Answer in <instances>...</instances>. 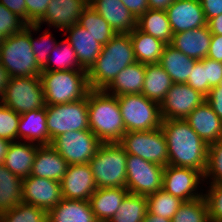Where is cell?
<instances>
[{
    "label": "cell",
    "mask_w": 222,
    "mask_h": 222,
    "mask_svg": "<svg viewBox=\"0 0 222 222\" xmlns=\"http://www.w3.org/2000/svg\"><path fill=\"white\" fill-rule=\"evenodd\" d=\"M137 27L166 44L171 43L173 31L166 11L148 9L137 19Z\"/></svg>",
    "instance_id": "obj_32"
},
{
    "label": "cell",
    "mask_w": 222,
    "mask_h": 222,
    "mask_svg": "<svg viewBox=\"0 0 222 222\" xmlns=\"http://www.w3.org/2000/svg\"><path fill=\"white\" fill-rule=\"evenodd\" d=\"M171 220L172 222H210L205 197L183 202Z\"/></svg>",
    "instance_id": "obj_39"
},
{
    "label": "cell",
    "mask_w": 222,
    "mask_h": 222,
    "mask_svg": "<svg viewBox=\"0 0 222 222\" xmlns=\"http://www.w3.org/2000/svg\"><path fill=\"white\" fill-rule=\"evenodd\" d=\"M27 24L0 3V44L6 37L21 32Z\"/></svg>",
    "instance_id": "obj_43"
},
{
    "label": "cell",
    "mask_w": 222,
    "mask_h": 222,
    "mask_svg": "<svg viewBox=\"0 0 222 222\" xmlns=\"http://www.w3.org/2000/svg\"><path fill=\"white\" fill-rule=\"evenodd\" d=\"M78 24L86 28L94 39L103 46L117 34L89 4L82 11Z\"/></svg>",
    "instance_id": "obj_34"
},
{
    "label": "cell",
    "mask_w": 222,
    "mask_h": 222,
    "mask_svg": "<svg viewBox=\"0 0 222 222\" xmlns=\"http://www.w3.org/2000/svg\"><path fill=\"white\" fill-rule=\"evenodd\" d=\"M147 211L146 196L128 193L108 222H142Z\"/></svg>",
    "instance_id": "obj_35"
},
{
    "label": "cell",
    "mask_w": 222,
    "mask_h": 222,
    "mask_svg": "<svg viewBox=\"0 0 222 222\" xmlns=\"http://www.w3.org/2000/svg\"><path fill=\"white\" fill-rule=\"evenodd\" d=\"M0 222H48L47 211L21 202L16 207L1 213Z\"/></svg>",
    "instance_id": "obj_40"
},
{
    "label": "cell",
    "mask_w": 222,
    "mask_h": 222,
    "mask_svg": "<svg viewBox=\"0 0 222 222\" xmlns=\"http://www.w3.org/2000/svg\"><path fill=\"white\" fill-rule=\"evenodd\" d=\"M11 12L20 17L26 23V1L25 0H0Z\"/></svg>",
    "instance_id": "obj_50"
},
{
    "label": "cell",
    "mask_w": 222,
    "mask_h": 222,
    "mask_svg": "<svg viewBox=\"0 0 222 222\" xmlns=\"http://www.w3.org/2000/svg\"><path fill=\"white\" fill-rule=\"evenodd\" d=\"M212 34L208 26L173 34L170 45L196 60L207 57Z\"/></svg>",
    "instance_id": "obj_22"
},
{
    "label": "cell",
    "mask_w": 222,
    "mask_h": 222,
    "mask_svg": "<svg viewBox=\"0 0 222 222\" xmlns=\"http://www.w3.org/2000/svg\"><path fill=\"white\" fill-rule=\"evenodd\" d=\"M65 39L76 52L77 59L83 70L88 71L101 53L103 45L78 23L64 30Z\"/></svg>",
    "instance_id": "obj_21"
},
{
    "label": "cell",
    "mask_w": 222,
    "mask_h": 222,
    "mask_svg": "<svg viewBox=\"0 0 222 222\" xmlns=\"http://www.w3.org/2000/svg\"><path fill=\"white\" fill-rule=\"evenodd\" d=\"M166 12L173 34L207 25L199 0H175Z\"/></svg>",
    "instance_id": "obj_17"
},
{
    "label": "cell",
    "mask_w": 222,
    "mask_h": 222,
    "mask_svg": "<svg viewBox=\"0 0 222 222\" xmlns=\"http://www.w3.org/2000/svg\"><path fill=\"white\" fill-rule=\"evenodd\" d=\"M207 26L212 35H222V14L209 19Z\"/></svg>",
    "instance_id": "obj_53"
},
{
    "label": "cell",
    "mask_w": 222,
    "mask_h": 222,
    "mask_svg": "<svg viewBox=\"0 0 222 222\" xmlns=\"http://www.w3.org/2000/svg\"><path fill=\"white\" fill-rule=\"evenodd\" d=\"M121 1L137 19L149 9L148 0H121Z\"/></svg>",
    "instance_id": "obj_51"
},
{
    "label": "cell",
    "mask_w": 222,
    "mask_h": 222,
    "mask_svg": "<svg viewBox=\"0 0 222 222\" xmlns=\"http://www.w3.org/2000/svg\"><path fill=\"white\" fill-rule=\"evenodd\" d=\"M142 222H172V220L165 219L162 216H158L155 214H150L147 211L146 217L144 218V220Z\"/></svg>",
    "instance_id": "obj_57"
},
{
    "label": "cell",
    "mask_w": 222,
    "mask_h": 222,
    "mask_svg": "<svg viewBox=\"0 0 222 222\" xmlns=\"http://www.w3.org/2000/svg\"><path fill=\"white\" fill-rule=\"evenodd\" d=\"M37 144L30 142H11L3 165L21 179L30 176L34 158L37 152Z\"/></svg>",
    "instance_id": "obj_25"
},
{
    "label": "cell",
    "mask_w": 222,
    "mask_h": 222,
    "mask_svg": "<svg viewBox=\"0 0 222 222\" xmlns=\"http://www.w3.org/2000/svg\"><path fill=\"white\" fill-rule=\"evenodd\" d=\"M125 152L162 165H169V155L163 131L160 128L148 131L126 132L118 142Z\"/></svg>",
    "instance_id": "obj_9"
},
{
    "label": "cell",
    "mask_w": 222,
    "mask_h": 222,
    "mask_svg": "<svg viewBox=\"0 0 222 222\" xmlns=\"http://www.w3.org/2000/svg\"><path fill=\"white\" fill-rule=\"evenodd\" d=\"M202 183L204 175L196 169L173 165L164 167L162 189L183 202L203 197Z\"/></svg>",
    "instance_id": "obj_13"
},
{
    "label": "cell",
    "mask_w": 222,
    "mask_h": 222,
    "mask_svg": "<svg viewBox=\"0 0 222 222\" xmlns=\"http://www.w3.org/2000/svg\"><path fill=\"white\" fill-rule=\"evenodd\" d=\"M207 188V190H205ZM204 188L210 222H222V184H209Z\"/></svg>",
    "instance_id": "obj_44"
},
{
    "label": "cell",
    "mask_w": 222,
    "mask_h": 222,
    "mask_svg": "<svg viewBox=\"0 0 222 222\" xmlns=\"http://www.w3.org/2000/svg\"><path fill=\"white\" fill-rule=\"evenodd\" d=\"M20 114L0 101V138L11 142L18 141V123Z\"/></svg>",
    "instance_id": "obj_42"
},
{
    "label": "cell",
    "mask_w": 222,
    "mask_h": 222,
    "mask_svg": "<svg viewBox=\"0 0 222 222\" xmlns=\"http://www.w3.org/2000/svg\"><path fill=\"white\" fill-rule=\"evenodd\" d=\"M175 0H148V7L152 10H163L166 11L167 8L174 2Z\"/></svg>",
    "instance_id": "obj_54"
},
{
    "label": "cell",
    "mask_w": 222,
    "mask_h": 222,
    "mask_svg": "<svg viewBox=\"0 0 222 222\" xmlns=\"http://www.w3.org/2000/svg\"><path fill=\"white\" fill-rule=\"evenodd\" d=\"M26 24H36L46 13L50 0H25Z\"/></svg>",
    "instance_id": "obj_46"
},
{
    "label": "cell",
    "mask_w": 222,
    "mask_h": 222,
    "mask_svg": "<svg viewBox=\"0 0 222 222\" xmlns=\"http://www.w3.org/2000/svg\"><path fill=\"white\" fill-rule=\"evenodd\" d=\"M62 199L59 181L31 175L23 179V203L42 208L48 212Z\"/></svg>",
    "instance_id": "obj_15"
},
{
    "label": "cell",
    "mask_w": 222,
    "mask_h": 222,
    "mask_svg": "<svg viewBox=\"0 0 222 222\" xmlns=\"http://www.w3.org/2000/svg\"><path fill=\"white\" fill-rule=\"evenodd\" d=\"M145 71V64L135 62L121 70L105 91L116 97L124 94H141Z\"/></svg>",
    "instance_id": "obj_28"
},
{
    "label": "cell",
    "mask_w": 222,
    "mask_h": 222,
    "mask_svg": "<svg viewBox=\"0 0 222 222\" xmlns=\"http://www.w3.org/2000/svg\"><path fill=\"white\" fill-rule=\"evenodd\" d=\"M48 145V129L46 120V106L20 114L18 123V141Z\"/></svg>",
    "instance_id": "obj_24"
},
{
    "label": "cell",
    "mask_w": 222,
    "mask_h": 222,
    "mask_svg": "<svg viewBox=\"0 0 222 222\" xmlns=\"http://www.w3.org/2000/svg\"><path fill=\"white\" fill-rule=\"evenodd\" d=\"M90 131L102 142H119L126 133L118 99L105 90L91 89L87 95Z\"/></svg>",
    "instance_id": "obj_3"
},
{
    "label": "cell",
    "mask_w": 222,
    "mask_h": 222,
    "mask_svg": "<svg viewBox=\"0 0 222 222\" xmlns=\"http://www.w3.org/2000/svg\"><path fill=\"white\" fill-rule=\"evenodd\" d=\"M169 155V165L188 167L203 175L207 167L208 145L185 119L162 120Z\"/></svg>",
    "instance_id": "obj_1"
},
{
    "label": "cell",
    "mask_w": 222,
    "mask_h": 222,
    "mask_svg": "<svg viewBox=\"0 0 222 222\" xmlns=\"http://www.w3.org/2000/svg\"><path fill=\"white\" fill-rule=\"evenodd\" d=\"M147 210L150 214L162 216L165 219H172L177 212L182 200L166 192L163 189L146 196Z\"/></svg>",
    "instance_id": "obj_37"
},
{
    "label": "cell",
    "mask_w": 222,
    "mask_h": 222,
    "mask_svg": "<svg viewBox=\"0 0 222 222\" xmlns=\"http://www.w3.org/2000/svg\"><path fill=\"white\" fill-rule=\"evenodd\" d=\"M88 164L97 188H126L127 153L118 142L101 143Z\"/></svg>",
    "instance_id": "obj_6"
},
{
    "label": "cell",
    "mask_w": 222,
    "mask_h": 222,
    "mask_svg": "<svg viewBox=\"0 0 222 222\" xmlns=\"http://www.w3.org/2000/svg\"><path fill=\"white\" fill-rule=\"evenodd\" d=\"M68 165L51 145H38L30 175L60 182Z\"/></svg>",
    "instance_id": "obj_23"
},
{
    "label": "cell",
    "mask_w": 222,
    "mask_h": 222,
    "mask_svg": "<svg viewBox=\"0 0 222 222\" xmlns=\"http://www.w3.org/2000/svg\"><path fill=\"white\" fill-rule=\"evenodd\" d=\"M48 222H98L89 201L62 199L47 212Z\"/></svg>",
    "instance_id": "obj_27"
},
{
    "label": "cell",
    "mask_w": 222,
    "mask_h": 222,
    "mask_svg": "<svg viewBox=\"0 0 222 222\" xmlns=\"http://www.w3.org/2000/svg\"><path fill=\"white\" fill-rule=\"evenodd\" d=\"M126 132L160 128V104L143 94H124L117 97Z\"/></svg>",
    "instance_id": "obj_7"
},
{
    "label": "cell",
    "mask_w": 222,
    "mask_h": 222,
    "mask_svg": "<svg viewBox=\"0 0 222 222\" xmlns=\"http://www.w3.org/2000/svg\"><path fill=\"white\" fill-rule=\"evenodd\" d=\"M173 84L172 79L159 63L146 64L144 86L141 94L149 100L160 104Z\"/></svg>",
    "instance_id": "obj_31"
},
{
    "label": "cell",
    "mask_w": 222,
    "mask_h": 222,
    "mask_svg": "<svg viewBox=\"0 0 222 222\" xmlns=\"http://www.w3.org/2000/svg\"><path fill=\"white\" fill-rule=\"evenodd\" d=\"M40 79L46 105L76 102L91 90L86 70L42 71Z\"/></svg>",
    "instance_id": "obj_4"
},
{
    "label": "cell",
    "mask_w": 222,
    "mask_h": 222,
    "mask_svg": "<svg viewBox=\"0 0 222 222\" xmlns=\"http://www.w3.org/2000/svg\"><path fill=\"white\" fill-rule=\"evenodd\" d=\"M130 34L137 62L142 64H157L166 43L136 27Z\"/></svg>",
    "instance_id": "obj_30"
},
{
    "label": "cell",
    "mask_w": 222,
    "mask_h": 222,
    "mask_svg": "<svg viewBox=\"0 0 222 222\" xmlns=\"http://www.w3.org/2000/svg\"><path fill=\"white\" fill-rule=\"evenodd\" d=\"M88 4V0H50L46 13L36 24H47L49 27L64 31L78 23L82 11Z\"/></svg>",
    "instance_id": "obj_18"
},
{
    "label": "cell",
    "mask_w": 222,
    "mask_h": 222,
    "mask_svg": "<svg viewBox=\"0 0 222 222\" xmlns=\"http://www.w3.org/2000/svg\"><path fill=\"white\" fill-rule=\"evenodd\" d=\"M48 145L69 131L90 130L87 97L71 103L46 105Z\"/></svg>",
    "instance_id": "obj_8"
},
{
    "label": "cell",
    "mask_w": 222,
    "mask_h": 222,
    "mask_svg": "<svg viewBox=\"0 0 222 222\" xmlns=\"http://www.w3.org/2000/svg\"><path fill=\"white\" fill-rule=\"evenodd\" d=\"M204 11L206 21L222 14V0H199Z\"/></svg>",
    "instance_id": "obj_49"
},
{
    "label": "cell",
    "mask_w": 222,
    "mask_h": 222,
    "mask_svg": "<svg viewBox=\"0 0 222 222\" xmlns=\"http://www.w3.org/2000/svg\"><path fill=\"white\" fill-rule=\"evenodd\" d=\"M9 80H10V75L8 74L7 70L0 64V100L4 95Z\"/></svg>",
    "instance_id": "obj_55"
},
{
    "label": "cell",
    "mask_w": 222,
    "mask_h": 222,
    "mask_svg": "<svg viewBox=\"0 0 222 222\" xmlns=\"http://www.w3.org/2000/svg\"><path fill=\"white\" fill-rule=\"evenodd\" d=\"M206 97L187 83H174L160 103L162 120L185 119Z\"/></svg>",
    "instance_id": "obj_14"
},
{
    "label": "cell",
    "mask_w": 222,
    "mask_h": 222,
    "mask_svg": "<svg viewBox=\"0 0 222 222\" xmlns=\"http://www.w3.org/2000/svg\"><path fill=\"white\" fill-rule=\"evenodd\" d=\"M23 179L0 165V214L22 202Z\"/></svg>",
    "instance_id": "obj_33"
},
{
    "label": "cell",
    "mask_w": 222,
    "mask_h": 222,
    "mask_svg": "<svg viewBox=\"0 0 222 222\" xmlns=\"http://www.w3.org/2000/svg\"><path fill=\"white\" fill-rule=\"evenodd\" d=\"M41 26L37 24H30V43L32 47V51L35 55L36 62L38 66L43 69L46 66L49 55L51 51L57 46L58 41L53 37L54 34L50 32V30L46 29V31L41 36H37V38L33 37L32 32H40Z\"/></svg>",
    "instance_id": "obj_38"
},
{
    "label": "cell",
    "mask_w": 222,
    "mask_h": 222,
    "mask_svg": "<svg viewBox=\"0 0 222 222\" xmlns=\"http://www.w3.org/2000/svg\"><path fill=\"white\" fill-rule=\"evenodd\" d=\"M164 167L139 156L127 154L126 189L131 194L148 196L162 189Z\"/></svg>",
    "instance_id": "obj_12"
},
{
    "label": "cell",
    "mask_w": 222,
    "mask_h": 222,
    "mask_svg": "<svg viewBox=\"0 0 222 222\" xmlns=\"http://www.w3.org/2000/svg\"><path fill=\"white\" fill-rule=\"evenodd\" d=\"M0 64L7 70L10 78L40 76L30 43V24L21 32L6 37L0 44Z\"/></svg>",
    "instance_id": "obj_5"
},
{
    "label": "cell",
    "mask_w": 222,
    "mask_h": 222,
    "mask_svg": "<svg viewBox=\"0 0 222 222\" xmlns=\"http://www.w3.org/2000/svg\"><path fill=\"white\" fill-rule=\"evenodd\" d=\"M206 74L210 93L212 88L220 85L222 82V62L206 57Z\"/></svg>",
    "instance_id": "obj_47"
},
{
    "label": "cell",
    "mask_w": 222,
    "mask_h": 222,
    "mask_svg": "<svg viewBox=\"0 0 222 222\" xmlns=\"http://www.w3.org/2000/svg\"><path fill=\"white\" fill-rule=\"evenodd\" d=\"M204 182H207L205 186L208 184H222V140L208 145Z\"/></svg>",
    "instance_id": "obj_41"
},
{
    "label": "cell",
    "mask_w": 222,
    "mask_h": 222,
    "mask_svg": "<svg viewBox=\"0 0 222 222\" xmlns=\"http://www.w3.org/2000/svg\"><path fill=\"white\" fill-rule=\"evenodd\" d=\"M53 53V54H52ZM55 64V65H53ZM83 70L71 44L63 39L51 51L46 66L42 71Z\"/></svg>",
    "instance_id": "obj_36"
},
{
    "label": "cell",
    "mask_w": 222,
    "mask_h": 222,
    "mask_svg": "<svg viewBox=\"0 0 222 222\" xmlns=\"http://www.w3.org/2000/svg\"><path fill=\"white\" fill-rule=\"evenodd\" d=\"M60 187L63 199L89 201L97 189L90 165H68Z\"/></svg>",
    "instance_id": "obj_16"
},
{
    "label": "cell",
    "mask_w": 222,
    "mask_h": 222,
    "mask_svg": "<svg viewBox=\"0 0 222 222\" xmlns=\"http://www.w3.org/2000/svg\"><path fill=\"white\" fill-rule=\"evenodd\" d=\"M206 101L222 120V82L220 85L210 90L209 95L206 97Z\"/></svg>",
    "instance_id": "obj_48"
},
{
    "label": "cell",
    "mask_w": 222,
    "mask_h": 222,
    "mask_svg": "<svg viewBox=\"0 0 222 222\" xmlns=\"http://www.w3.org/2000/svg\"><path fill=\"white\" fill-rule=\"evenodd\" d=\"M137 62L129 33H117L87 71L90 89L105 90L117 74Z\"/></svg>",
    "instance_id": "obj_2"
},
{
    "label": "cell",
    "mask_w": 222,
    "mask_h": 222,
    "mask_svg": "<svg viewBox=\"0 0 222 222\" xmlns=\"http://www.w3.org/2000/svg\"><path fill=\"white\" fill-rule=\"evenodd\" d=\"M89 5L116 33H130L137 27V18L121 0H89Z\"/></svg>",
    "instance_id": "obj_20"
},
{
    "label": "cell",
    "mask_w": 222,
    "mask_h": 222,
    "mask_svg": "<svg viewBox=\"0 0 222 222\" xmlns=\"http://www.w3.org/2000/svg\"><path fill=\"white\" fill-rule=\"evenodd\" d=\"M129 193L126 188H97L89 203L98 222H108L115 214L122 200Z\"/></svg>",
    "instance_id": "obj_26"
},
{
    "label": "cell",
    "mask_w": 222,
    "mask_h": 222,
    "mask_svg": "<svg viewBox=\"0 0 222 222\" xmlns=\"http://www.w3.org/2000/svg\"><path fill=\"white\" fill-rule=\"evenodd\" d=\"M18 114L46 106L40 76L13 77L0 100Z\"/></svg>",
    "instance_id": "obj_10"
},
{
    "label": "cell",
    "mask_w": 222,
    "mask_h": 222,
    "mask_svg": "<svg viewBox=\"0 0 222 222\" xmlns=\"http://www.w3.org/2000/svg\"><path fill=\"white\" fill-rule=\"evenodd\" d=\"M187 84L193 89L199 91L205 97L209 95V83L207 82L206 74V58L198 60L195 63L193 70L188 77Z\"/></svg>",
    "instance_id": "obj_45"
},
{
    "label": "cell",
    "mask_w": 222,
    "mask_h": 222,
    "mask_svg": "<svg viewBox=\"0 0 222 222\" xmlns=\"http://www.w3.org/2000/svg\"><path fill=\"white\" fill-rule=\"evenodd\" d=\"M207 57L222 62V35H212Z\"/></svg>",
    "instance_id": "obj_52"
},
{
    "label": "cell",
    "mask_w": 222,
    "mask_h": 222,
    "mask_svg": "<svg viewBox=\"0 0 222 222\" xmlns=\"http://www.w3.org/2000/svg\"><path fill=\"white\" fill-rule=\"evenodd\" d=\"M11 141L0 138V165L4 163V158L7 154Z\"/></svg>",
    "instance_id": "obj_56"
},
{
    "label": "cell",
    "mask_w": 222,
    "mask_h": 222,
    "mask_svg": "<svg viewBox=\"0 0 222 222\" xmlns=\"http://www.w3.org/2000/svg\"><path fill=\"white\" fill-rule=\"evenodd\" d=\"M185 121L207 145L222 140V120L207 101L197 106Z\"/></svg>",
    "instance_id": "obj_19"
},
{
    "label": "cell",
    "mask_w": 222,
    "mask_h": 222,
    "mask_svg": "<svg viewBox=\"0 0 222 222\" xmlns=\"http://www.w3.org/2000/svg\"><path fill=\"white\" fill-rule=\"evenodd\" d=\"M197 61L183 54L170 44H166L159 64L170 76L173 83H187L188 77Z\"/></svg>",
    "instance_id": "obj_29"
},
{
    "label": "cell",
    "mask_w": 222,
    "mask_h": 222,
    "mask_svg": "<svg viewBox=\"0 0 222 222\" xmlns=\"http://www.w3.org/2000/svg\"><path fill=\"white\" fill-rule=\"evenodd\" d=\"M102 142L90 131H69L54 138L50 145L69 165L87 164Z\"/></svg>",
    "instance_id": "obj_11"
}]
</instances>
